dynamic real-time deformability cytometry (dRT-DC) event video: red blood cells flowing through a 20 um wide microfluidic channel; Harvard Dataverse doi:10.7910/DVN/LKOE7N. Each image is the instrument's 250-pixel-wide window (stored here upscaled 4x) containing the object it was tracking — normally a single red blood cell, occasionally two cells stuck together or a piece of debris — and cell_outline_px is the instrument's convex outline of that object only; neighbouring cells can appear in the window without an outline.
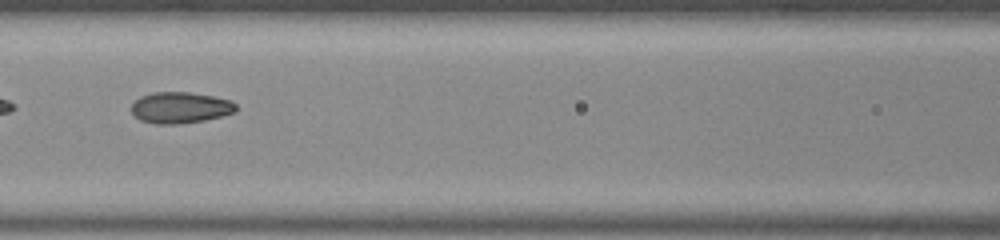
{"species": "common noctule bat (a hibernating species)", "species_latin": "Nyctalus noctula", "temperature_condition": "room temperature", "stored_images_in_passage": 16, "camera_frame_rate_fps": 3000, "um_per_image_px": 0.085, "animal": {"sex": "male", "body_mass_g": 20.0, "forearm_length_mm": 53.3}, "frame": {"image": 1, "passage_image": 7, "time_ms": 2.0, "image_size_px": [1000, 240], "cell_outline_px": [[236, 112], [204, 120], [176, 124], [156, 124], [140, 120], [132, 116], [132, 104], [140, 96], [152, 92], [188, 92], [216, 96], [232, 100], [236, 104]], "centroid_in_image_um": [15.32, 9.14], "position_along_channel_um": 151.3, "area_um2": 19.19}}
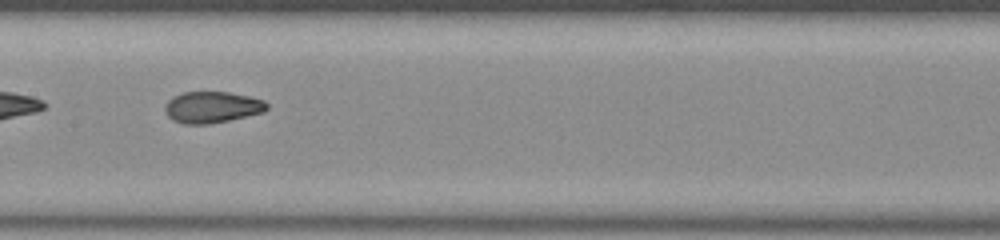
{"frame": {"image": 2, "passage_image": 10, "time_ms": 3.0, "image_size_px": [1000, 240], "cell_outline_px": [[268, 108], [264, 112], [228, 120], [208, 124], [184, 124], [172, 120], [168, 116], [164, 108], [164, 104], [172, 96], [184, 92], [228, 92], [248, 96], [264, 100], [268, 104]], "centroid_in_image_um": [18.0, 9.11], "position_along_channel_um": 189.4, "area_um2": 18.67}}